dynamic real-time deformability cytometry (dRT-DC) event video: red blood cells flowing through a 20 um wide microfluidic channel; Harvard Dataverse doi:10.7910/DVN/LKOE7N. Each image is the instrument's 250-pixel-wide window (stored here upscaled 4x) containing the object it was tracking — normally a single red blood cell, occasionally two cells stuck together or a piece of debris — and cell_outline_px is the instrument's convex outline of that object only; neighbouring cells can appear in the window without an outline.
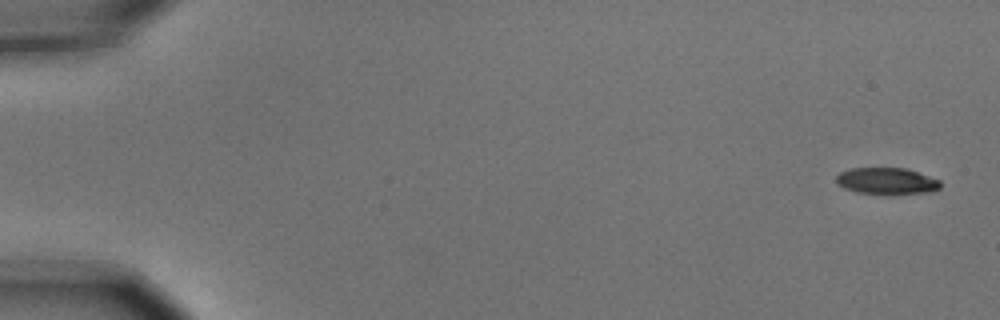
{"species": "common noctule bat (a hibernating species)", "species_latin": "Nyctalus noctula", "temperature_condition": "cold", "stored_images_in_passage": 6, "camera_frame_rate_fps": 3000, "um_per_image_px": 0.085, "animal": {"sex": "male", "body_mass_g": 15.6}, "frame": {"image": 1, "passage_image": 1, "time_ms": 0.0, "image_size_px": [1000, 320], "cell_outline_px": [[940, 188], [932, 192], [884, 196], [856, 192], [844, 188], [836, 184], [836, 176], [840, 172], [852, 168], [904, 168], [940, 180]], "centroid_in_image_um": [75.35, 15.42], "position_along_channel_um": 9.6, "area_um2": 16.59}}
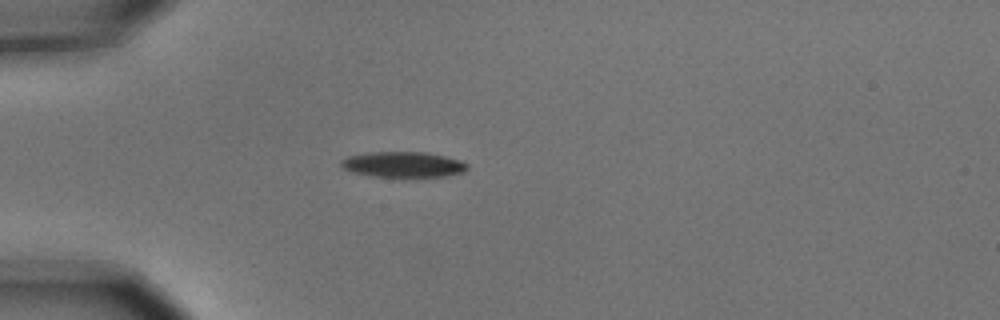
{"frame": {"image": 2, "passage_image": 5, "time_ms": 1.333, "image_size_px": [1000, 320], "cell_outline_px": [[468, 168], [464, 172], [448, 176], [368, 176], [352, 172], [344, 168], [340, 164], [340, 160], [348, 156], [368, 152], [424, 152], [444, 156], [460, 160], [468, 164]], "centroid_in_image_um": [34.26, 13.98], "position_along_channel_um": 50.7, "area_um2": 18.73}}